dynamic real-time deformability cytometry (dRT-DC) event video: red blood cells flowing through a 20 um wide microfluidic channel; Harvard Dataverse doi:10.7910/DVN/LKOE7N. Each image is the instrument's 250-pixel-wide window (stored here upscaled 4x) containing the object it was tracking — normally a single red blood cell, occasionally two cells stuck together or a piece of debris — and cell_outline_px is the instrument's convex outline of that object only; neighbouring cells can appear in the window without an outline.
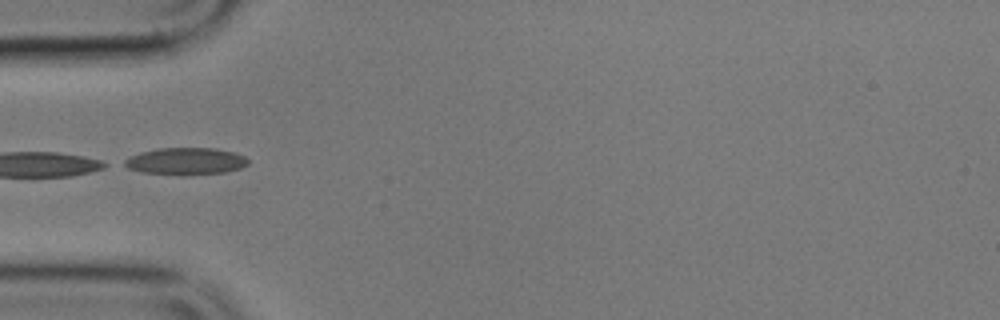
{"species": "common noctule bat (a hibernating species)", "species_latin": "Nyctalus noctula", "temperature_condition": "cold", "stored_images_in_passage": 7, "camera_frame_rate_fps": 3000, "um_per_image_px": 0.085, "animal": {"sex": "male", "body_mass_g": 17.9}, "frame": {"image": 1, "passage_image": 5, "time_ms": 4.667, "image_size_px": [1000, 320], "cell_outline_px": [[248, 164], [240, 168], [224, 172], [184, 176], [144, 172], [128, 168], [120, 164], [124, 160], [140, 152], [160, 148], [216, 148], [232, 152], [244, 156], [248, 160]], "centroid_in_image_um": [15.77, 13.71], "position_along_channel_um": 69.2, "area_um2": 19.54}}
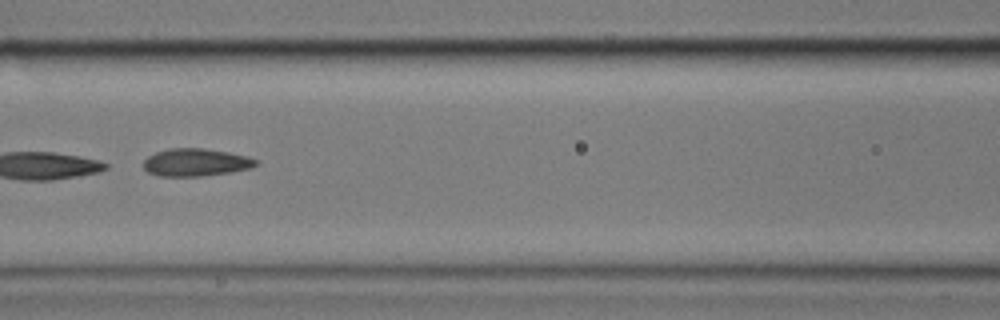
{"frame": {"image": 2, "passage_image": 7, "time_ms": 7.0, "image_size_px": [1000, 320], "cell_outline_px": [[256, 164], [252, 168], [232, 172], [200, 176], [160, 176], [148, 172], [144, 168], [144, 160], [148, 156], [156, 152], [172, 148], [204, 148], [228, 152], [244, 156], [256, 160]], "centroid_in_image_um": [16.62, 13.8], "position_along_channel_um": 150.0, "area_um2": 17.92}}